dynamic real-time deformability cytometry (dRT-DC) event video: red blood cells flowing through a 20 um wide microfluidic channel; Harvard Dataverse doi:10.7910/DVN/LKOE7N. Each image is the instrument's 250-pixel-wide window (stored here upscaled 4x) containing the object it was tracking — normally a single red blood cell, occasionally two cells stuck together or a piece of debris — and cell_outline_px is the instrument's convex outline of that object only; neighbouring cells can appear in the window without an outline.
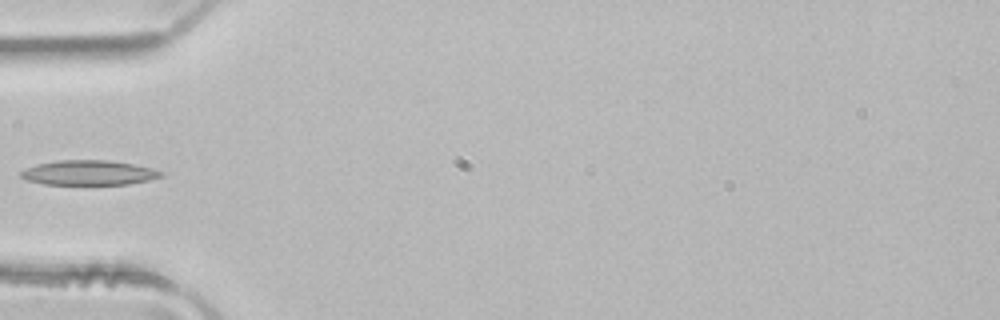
{"species": "common noctule bat (a hibernating species)", "species_latin": "Nyctalus noctula", "temperature_condition": "room temperature", "stored_images_in_passage": 5, "camera_frame_rate_fps": 3000, "um_per_image_px": 0.085, "animal": {"sex": "male", "body_mass_g": 21.5, "forearm_length_mm": 52.0}, "frame": {"image": 1, "passage_image": 5, "time_ms": 1.333, "image_size_px": [1000, 320], "cell_outline_px": [[164, 176], [148, 180], [128, 184], [44, 184], [28, 180], [20, 176], [20, 172], [36, 164], [60, 160], [108, 160], [132, 164], [152, 168], [164, 172]], "centroid_in_image_um": [7.57, 14.68], "position_along_channel_um": 77.4, "area_um2": 20.06}}